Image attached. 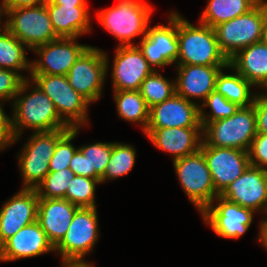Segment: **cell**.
<instances>
[{
	"mask_svg": "<svg viewBox=\"0 0 267 267\" xmlns=\"http://www.w3.org/2000/svg\"><path fill=\"white\" fill-rule=\"evenodd\" d=\"M70 129L34 132L19 155L23 189H36L49 173V162L57 142Z\"/></svg>",
	"mask_w": 267,
	"mask_h": 267,
	"instance_id": "obj_8",
	"label": "cell"
},
{
	"mask_svg": "<svg viewBox=\"0 0 267 267\" xmlns=\"http://www.w3.org/2000/svg\"><path fill=\"white\" fill-rule=\"evenodd\" d=\"M113 62V90L137 91L144 79L155 71L137 45L118 46Z\"/></svg>",
	"mask_w": 267,
	"mask_h": 267,
	"instance_id": "obj_17",
	"label": "cell"
},
{
	"mask_svg": "<svg viewBox=\"0 0 267 267\" xmlns=\"http://www.w3.org/2000/svg\"><path fill=\"white\" fill-rule=\"evenodd\" d=\"M260 1L261 0H209L199 20L201 23L214 28L220 23L248 13Z\"/></svg>",
	"mask_w": 267,
	"mask_h": 267,
	"instance_id": "obj_26",
	"label": "cell"
},
{
	"mask_svg": "<svg viewBox=\"0 0 267 267\" xmlns=\"http://www.w3.org/2000/svg\"><path fill=\"white\" fill-rule=\"evenodd\" d=\"M63 267H93V264L91 263H63Z\"/></svg>",
	"mask_w": 267,
	"mask_h": 267,
	"instance_id": "obj_45",
	"label": "cell"
},
{
	"mask_svg": "<svg viewBox=\"0 0 267 267\" xmlns=\"http://www.w3.org/2000/svg\"><path fill=\"white\" fill-rule=\"evenodd\" d=\"M31 79H25L16 94L13 103L12 127L15 141L22 130L31 128L35 132H48L57 129H71L59 116L53 101L35 84L32 92L26 93ZM29 86V87H28Z\"/></svg>",
	"mask_w": 267,
	"mask_h": 267,
	"instance_id": "obj_1",
	"label": "cell"
},
{
	"mask_svg": "<svg viewBox=\"0 0 267 267\" xmlns=\"http://www.w3.org/2000/svg\"><path fill=\"white\" fill-rule=\"evenodd\" d=\"M89 163V178L101 180L112 154V142H97L78 147Z\"/></svg>",
	"mask_w": 267,
	"mask_h": 267,
	"instance_id": "obj_34",
	"label": "cell"
},
{
	"mask_svg": "<svg viewBox=\"0 0 267 267\" xmlns=\"http://www.w3.org/2000/svg\"><path fill=\"white\" fill-rule=\"evenodd\" d=\"M261 41L267 45V17L263 25L262 39Z\"/></svg>",
	"mask_w": 267,
	"mask_h": 267,
	"instance_id": "obj_46",
	"label": "cell"
},
{
	"mask_svg": "<svg viewBox=\"0 0 267 267\" xmlns=\"http://www.w3.org/2000/svg\"><path fill=\"white\" fill-rule=\"evenodd\" d=\"M77 38L60 37L33 49L40 59L31 62L30 74L67 75L71 66L89 47L76 42Z\"/></svg>",
	"mask_w": 267,
	"mask_h": 267,
	"instance_id": "obj_12",
	"label": "cell"
},
{
	"mask_svg": "<svg viewBox=\"0 0 267 267\" xmlns=\"http://www.w3.org/2000/svg\"><path fill=\"white\" fill-rule=\"evenodd\" d=\"M203 141L212 147L249 151L257 134L254 105L240 107L232 116L214 122H201Z\"/></svg>",
	"mask_w": 267,
	"mask_h": 267,
	"instance_id": "obj_3",
	"label": "cell"
},
{
	"mask_svg": "<svg viewBox=\"0 0 267 267\" xmlns=\"http://www.w3.org/2000/svg\"><path fill=\"white\" fill-rule=\"evenodd\" d=\"M24 46L5 26H0V68L30 72L31 62L27 60Z\"/></svg>",
	"mask_w": 267,
	"mask_h": 267,
	"instance_id": "obj_29",
	"label": "cell"
},
{
	"mask_svg": "<svg viewBox=\"0 0 267 267\" xmlns=\"http://www.w3.org/2000/svg\"><path fill=\"white\" fill-rule=\"evenodd\" d=\"M49 2L63 6H87L86 0H49Z\"/></svg>",
	"mask_w": 267,
	"mask_h": 267,
	"instance_id": "obj_43",
	"label": "cell"
},
{
	"mask_svg": "<svg viewBox=\"0 0 267 267\" xmlns=\"http://www.w3.org/2000/svg\"><path fill=\"white\" fill-rule=\"evenodd\" d=\"M177 37V65H229V60L220 51L214 28L201 22L193 26L177 13Z\"/></svg>",
	"mask_w": 267,
	"mask_h": 267,
	"instance_id": "obj_2",
	"label": "cell"
},
{
	"mask_svg": "<svg viewBox=\"0 0 267 267\" xmlns=\"http://www.w3.org/2000/svg\"><path fill=\"white\" fill-rule=\"evenodd\" d=\"M253 105L256 113L257 133L267 135V94H256Z\"/></svg>",
	"mask_w": 267,
	"mask_h": 267,
	"instance_id": "obj_40",
	"label": "cell"
},
{
	"mask_svg": "<svg viewBox=\"0 0 267 267\" xmlns=\"http://www.w3.org/2000/svg\"><path fill=\"white\" fill-rule=\"evenodd\" d=\"M25 79L16 71L0 68V101L14 100Z\"/></svg>",
	"mask_w": 267,
	"mask_h": 267,
	"instance_id": "obj_37",
	"label": "cell"
},
{
	"mask_svg": "<svg viewBox=\"0 0 267 267\" xmlns=\"http://www.w3.org/2000/svg\"><path fill=\"white\" fill-rule=\"evenodd\" d=\"M178 77L175 80L176 94L188 101L202 99L215 91L216 77L222 68L228 66L178 65ZM192 98V99H191Z\"/></svg>",
	"mask_w": 267,
	"mask_h": 267,
	"instance_id": "obj_23",
	"label": "cell"
},
{
	"mask_svg": "<svg viewBox=\"0 0 267 267\" xmlns=\"http://www.w3.org/2000/svg\"><path fill=\"white\" fill-rule=\"evenodd\" d=\"M248 154L250 165L267 169V135L257 133Z\"/></svg>",
	"mask_w": 267,
	"mask_h": 267,
	"instance_id": "obj_38",
	"label": "cell"
},
{
	"mask_svg": "<svg viewBox=\"0 0 267 267\" xmlns=\"http://www.w3.org/2000/svg\"><path fill=\"white\" fill-rule=\"evenodd\" d=\"M222 68L216 77L215 91L223 95L228 101L236 103L240 107H248L253 104L256 94H251L253 85L236 70L233 74L223 73Z\"/></svg>",
	"mask_w": 267,
	"mask_h": 267,
	"instance_id": "obj_27",
	"label": "cell"
},
{
	"mask_svg": "<svg viewBox=\"0 0 267 267\" xmlns=\"http://www.w3.org/2000/svg\"><path fill=\"white\" fill-rule=\"evenodd\" d=\"M32 81L53 101L60 118L70 128L87 123V109L91 104L69 84L65 75L30 74Z\"/></svg>",
	"mask_w": 267,
	"mask_h": 267,
	"instance_id": "obj_7",
	"label": "cell"
},
{
	"mask_svg": "<svg viewBox=\"0 0 267 267\" xmlns=\"http://www.w3.org/2000/svg\"><path fill=\"white\" fill-rule=\"evenodd\" d=\"M96 209L80 207L76 210L68 231L55 247L62 263H89L83 257L92 251L99 237Z\"/></svg>",
	"mask_w": 267,
	"mask_h": 267,
	"instance_id": "obj_9",
	"label": "cell"
},
{
	"mask_svg": "<svg viewBox=\"0 0 267 267\" xmlns=\"http://www.w3.org/2000/svg\"><path fill=\"white\" fill-rule=\"evenodd\" d=\"M80 128H71L56 144L54 154L49 162V172L69 168L70 161L78 148L71 141L75 138Z\"/></svg>",
	"mask_w": 267,
	"mask_h": 267,
	"instance_id": "obj_36",
	"label": "cell"
},
{
	"mask_svg": "<svg viewBox=\"0 0 267 267\" xmlns=\"http://www.w3.org/2000/svg\"><path fill=\"white\" fill-rule=\"evenodd\" d=\"M55 33L59 37L78 38L91 31L87 6L45 4Z\"/></svg>",
	"mask_w": 267,
	"mask_h": 267,
	"instance_id": "obj_25",
	"label": "cell"
},
{
	"mask_svg": "<svg viewBox=\"0 0 267 267\" xmlns=\"http://www.w3.org/2000/svg\"><path fill=\"white\" fill-rule=\"evenodd\" d=\"M153 145L171 153L173 161L200 150L203 141V128H159L144 132Z\"/></svg>",
	"mask_w": 267,
	"mask_h": 267,
	"instance_id": "obj_22",
	"label": "cell"
},
{
	"mask_svg": "<svg viewBox=\"0 0 267 267\" xmlns=\"http://www.w3.org/2000/svg\"><path fill=\"white\" fill-rule=\"evenodd\" d=\"M3 13H2V3H0V25H1V17H2Z\"/></svg>",
	"mask_w": 267,
	"mask_h": 267,
	"instance_id": "obj_47",
	"label": "cell"
},
{
	"mask_svg": "<svg viewBox=\"0 0 267 267\" xmlns=\"http://www.w3.org/2000/svg\"><path fill=\"white\" fill-rule=\"evenodd\" d=\"M136 158V150L129 144L112 143V154L105 168L101 183L127 175L132 170Z\"/></svg>",
	"mask_w": 267,
	"mask_h": 267,
	"instance_id": "obj_30",
	"label": "cell"
},
{
	"mask_svg": "<svg viewBox=\"0 0 267 267\" xmlns=\"http://www.w3.org/2000/svg\"><path fill=\"white\" fill-rule=\"evenodd\" d=\"M2 13L8 17L4 26L29 50L60 38L54 31L45 4L2 8Z\"/></svg>",
	"mask_w": 267,
	"mask_h": 267,
	"instance_id": "obj_6",
	"label": "cell"
},
{
	"mask_svg": "<svg viewBox=\"0 0 267 267\" xmlns=\"http://www.w3.org/2000/svg\"><path fill=\"white\" fill-rule=\"evenodd\" d=\"M49 0H2V8H26L44 5Z\"/></svg>",
	"mask_w": 267,
	"mask_h": 267,
	"instance_id": "obj_42",
	"label": "cell"
},
{
	"mask_svg": "<svg viewBox=\"0 0 267 267\" xmlns=\"http://www.w3.org/2000/svg\"><path fill=\"white\" fill-rule=\"evenodd\" d=\"M16 137L13 132L12 118L7 116L0 104V150L15 143Z\"/></svg>",
	"mask_w": 267,
	"mask_h": 267,
	"instance_id": "obj_39",
	"label": "cell"
},
{
	"mask_svg": "<svg viewBox=\"0 0 267 267\" xmlns=\"http://www.w3.org/2000/svg\"><path fill=\"white\" fill-rule=\"evenodd\" d=\"M200 150L210 170L215 191L220 195L250 165L249 154L237 148L208 146L202 141Z\"/></svg>",
	"mask_w": 267,
	"mask_h": 267,
	"instance_id": "obj_14",
	"label": "cell"
},
{
	"mask_svg": "<svg viewBox=\"0 0 267 267\" xmlns=\"http://www.w3.org/2000/svg\"><path fill=\"white\" fill-rule=\"evenodd\" d=\"M267 17V1L261 0L248 13L214 27L220 51L229 60L239 50L260 42Z\"/></svg>",
	"mask_w": 267,
	"mask_h": 267,
	"instance_id": "obj_5",
	"label": "cell"
},
{
	"mask_svg": "<svg viewBox=\"0 0 267 267\" xmlns=\"http://www.w3.org/2000/svg\"><path fill=\"white\" fill-rule=\"evenodd\" d=\"M139 91L150 109L176 93L175 81H169L155 70L144 79Z\"/></svg>",
	"mask_w": 267,
	"mask_h": 267,
	"instance_id": "obj_31",
	"label": "cell"
},
{
	"mask_svg": "<svg viewBox=\"0 0 267 267\" xmlns=\"http://www.w3.org/2000/svg\"><path fill=\"white\" fill-rule=\"evenodd\" d=\"M108 62L105 52L89 46L67 73L69 84L90 103L99 100L108 71Z\"/></svg>",
	"mask_w": 267,
	"mask_h": 267,
	"instance_id": "obj_11",
	"label": "cell"
},
{
	"mask_svg": "<svg viewBox=\"0 0 267 267\" xmlns=\"http://www.w3.org/2000/svg\"><path fill=\"white\" fill-rule=\"evenodd\" d=\"M39 196L35 189H23L0 209V246L21 228L37 220Z\"/></svg>",
	"mask_w": 267,
	"mask_h": 267,
	"instance_id": "obj_19",
	"label": "cell"
},
{
	"mask_svg": "<svg viewBox=\"0 0 267 267\" xmlns=\"http://www.w3.org/2000/svg\"><path fill=\"white\" fill-rule=\"evenodd\" d=\"M51 251H55V248L36 220L21 228L0 246V261L30 258Z\"/></svg>",
	"mask_w": 267,
	"mask_h": 267,
	"instance_id": "obj_20",
	"label": "cell"
},
{
	"mask_svg": "<svg viewBox=\"0 0 267 267\" xmlns=\"http://www.w3.org/2000/svg\"><path fill=\"white\" fill-rule=\"evenodd\" d=\"M101 180L75 175L67 187L65 199L77 207L94 208L95 187Z\"/></svg>",
	"mask_w": 267,
	"mask_h": 267,
	"instance_id": "obj_32",
	"label": "cell"
},
{
	"mask_svg": "<svg viewBox=\"0 0 267 267\" xmlns=\"http://www.w3.org/2000/svg\"><path fill=\"white\" fill-rule=\"evenodd\" d=\"M69 168L75 173V175H81L89 178V163L79 148L73 155Z\"/></svg>",
	"mask_w": 267,
	"mask_h": 267,
	"instance_id": "obj_41",
	"label": "cell"
},
{
	"mask_svg": "<svg viewBox=\"0 0 267 267\" xmlns=\"http://www.w3.org/2000/svg\"><path fill=\"white\" fill-rule=\"evenodd\" d=\"M203 107H210V115L206 116ZM240 106L228 101L216 91L211 92L200 107V122H214L232 116Z\"/></svg>",
	"mask_w": 267,
	"mask_h": 267,
	"instance_id": "obj_35",
	"label": "cell"
},
{
	"mask_svg": "<svg viewBox=\"0 0 267 267\" xmlns=\"http://www.w3.org/2000/svg\"><path fill=\"white\" fill-rule=\"evenodd\" d=\"M75 173L70 168L49 172L35 189L39 198H64Z\"/></svg>",
	"mask_w": 267,
	"mask_h": 267,
	"instance_id": "obj_33",
	"label": "cell"
},
{
	"mask_svg": "<svg viewBox=\"0 0 267 267\" xmlns=\"http://www.w3.org/2000/svg\"><path fill=\"white\" fill-rule=\"evenodd\" d=\"M215 200L218 201L216 206L212 203L201 213L205 223L220 237L240 238L248 231L255 212L221 196H217Z\"/></svg>",
	"mask_w": 267,
	"mask_h": 267,
	"instance_id": "obj_16",
	"label": "cell"
},
{
	"mask_svg": "<svg viewBox=\"0 0 267 267\" xmlns=\"http://www.w3.org/2000/svg\"><path fill=\"white\" fill-rule=\"evenodd\" d=\"M175 172L189 200L202 213L219 196L201 150L173 161Z\"/></svg>",
	"mask_w": 267,
	"mask_h": 267,
	"instance_id": "obj_10",
	"label": "cell"
},
{
	"mask_svg": "<svg viewBox=\"0 0 267 267\" xmlns=\"http://www.w3.org/2000/svg\"><path fill=\"white\" fill-rule=\"evenodd\" d=\"M254 212L267 213V169L249 165L243 174L219 195Z\"/></svg>",
	"mask_w": 267,
	"mask_h": 267,
	"instance_id": "obj_15",
	"label": "cell"
},
{
	"mask_svg": "<svg viewBox=\"0 0 267 267\" xmlns=\"http://www.w3.org/2000/svg\"><path fill=\"white\" fill-rule=\"evenodd\" d=\"M264 217L262 221H260V234H259V241L262 243L264 247L267 248V218Z\"/></svg>",
	"mask_w": 267,
	"mask_h": 267,
	"instance_id": "obj_44",
	"label": "cell"
},
{
	"mask_svg": "<svg viewBox=\"0 0 267 267\" xmlns=\"http://www.w3.org/2000/svg\"><path fill=\"white\" fill-rule=\"evenodd\" d=\"M114 101L118 115L129 122H139L145 132L149 123L150 109L140 91L114 90Z\"/></svg>",
	"mask_w": 267,
	"mask_h": 267,
	"instance_id": "obj_28",
	"label": "cell"
},
{
	"mask_svg": "<svg viewBox=\"0 0 267 267\" xmlns=\"http://www.w3.org/2000/svg\"><path fill=\"white\" fill-rule=\"evenodd\" d=\"M168 20V26L164 24L149 26L147 34L137 45L153 70L156 66L173 64L178 58L177 13L171 12Z\"/></svg>",
	"mask_w": 267,
	"mask_h": 267,
	"instance_id": "obj_13",
	"label": "cell"
},
{
	"mask_svg": "<svg viewBox=\"0 0 267 267\" xmlns=\"http://www.w3.org/2000/svg\"><path fill=\"white\" fill-rule=\"evenodd\" d=\"M229 69L236 70L254 87L267 86V45L262 41L239 50L229 59Z\"/></svg>",
	"mask_w": 267,
	"mask_h": 267,
	"instance_id": "obj_24",
	"label": "cell"
},
{
	"mask_svg": "<svg viewBox=\"0 0 267 267\" xmlns=\"http://www.w3.org/2000/svg\"><path fill=\"white\" fill-rule=\"evenodd\" d=\"M178 94L150 108L146 129L203 128L200 122V105Z\"/></svg>",
	"mask_w": 267,
	"mask_h": 267,
	"instance_id": "obj_18",
	"label": "cell"
},
{
	"mask_svg": "<svg viewBox=\"0 0 267 267\" xmlns=\"http://www.w3.org/2000/svg\"><path fill=\"white\" fill-rule=\"evenodd\" d=\"M153 8L143 0H119L111 8L98 11L96 17L102 27L116 37L120 45L129 46L137 36L147 34Z\"/></svg>",
	"mask_w": 267,
	"mask_h": 267,
	"instance_id": "obj_4",
	"label": "cell"
},
{
	"mask_svg": "<svg viewBox=\"0 0 267 267\" xmlns=\"http://www.w3.org/2000/svg\"><path fill=\"white\" fill-rule=\"evenodd\" d=\"M78 208L64 198H39L37 221L54 248L64 238Z\"/></svg>",
	"mask_w": 267,
	"mask_h": 267,
	"instance_id": "obj_21",
	"label": "cell"
}]
</instances>
